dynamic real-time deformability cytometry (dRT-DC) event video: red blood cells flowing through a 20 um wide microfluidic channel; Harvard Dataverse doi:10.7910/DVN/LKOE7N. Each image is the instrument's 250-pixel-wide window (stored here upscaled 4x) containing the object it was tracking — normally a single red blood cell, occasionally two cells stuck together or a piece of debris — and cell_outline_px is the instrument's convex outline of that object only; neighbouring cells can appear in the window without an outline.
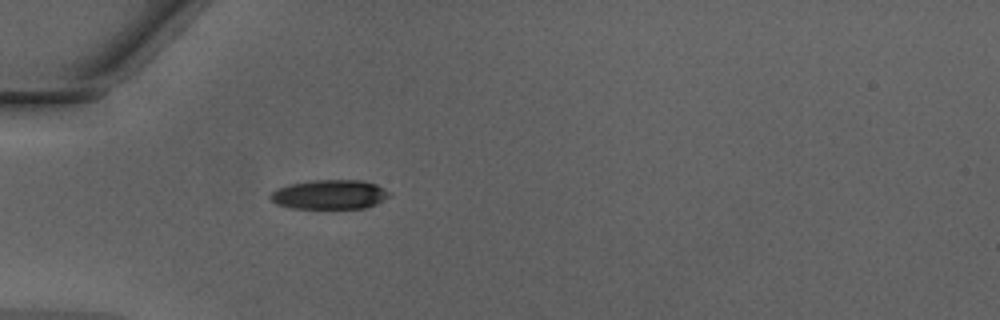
{"species": "Egyptian fruit bat (a non-hibernating species)", "species_latin": "Rousettus aegyptiacus", "temperature_condition": "warm", "stored_images_in_passage": 7, "camera_frame_rate_fps": 3000, "um_per_image_px": 0.085, "animal": {"sex": "male"}, "frame": {"image": 1, "passage_image": 1, "time_ms": 0.0, "image_size_px": [1000, 320], "cell_outline_px": [[392, 196], [376, 204], [364, 208], [292, 208], [276, 204], [268, 196], [276, 188], [288, 184], [312, 180], [360, 180], [376, 184], [392, 192]], "centroid_in_image_um": [28.04, 16.53], "position_along_channel_um": 57.0, "area_um2": 20.58}}
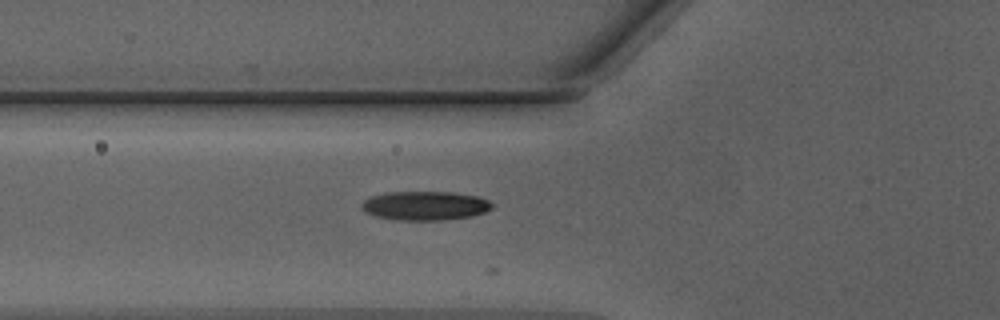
{"frame": {"image": 2, "passage_image": 4, "time_ms": 1.0, "image_size_px": [1000, 320], "cell_outline_px": [[496, 204], [492, 208], [484, 212], [472, 216], [444, 220], [396, 220], [376, 216], [364, 212], [360, 208], [360, 204], [364, 200], [372, 196], [388, 192], [452, 192], [480, 196]], "centroid_in_image_um": [36.15, 17.48], "position_along_channel_um": 89.7, "area_um2": 22.31}}